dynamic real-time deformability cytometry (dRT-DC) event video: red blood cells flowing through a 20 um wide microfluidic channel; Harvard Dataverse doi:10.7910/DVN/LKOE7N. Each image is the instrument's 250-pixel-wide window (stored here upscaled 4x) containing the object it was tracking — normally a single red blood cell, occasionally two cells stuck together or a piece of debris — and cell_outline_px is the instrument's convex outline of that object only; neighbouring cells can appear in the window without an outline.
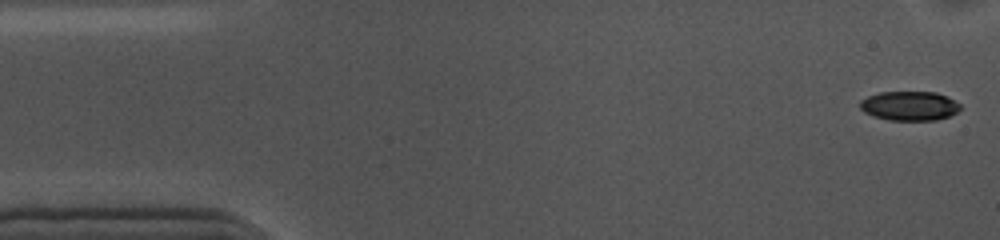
{"species": "common noctule bat (a hibernating species)", "species_latin": "Nyctalus noctula", "temperature_condition": "cold", "stored_images_in_passage": 49, "camera_frame_rate_fps": 3000, "um_per_image_px": 0.085, "animal": {"sex": "female", "body_mass_g": 10.0, "forearm_length_mm": 53.1}, "frame": {"image": 1, "passage_image": 1, "time_ms": 0.0, "image_size_px": [1000, 240], "cell_outline_px": [[960, 108], [956, 112], [948, 116], [936, 120], [888, 120], [872, 116], [864, 112], [860, 108], [860, 100], [868, 96], [880, 92], [936, 92], [960, 104]], "centroid_in_image_um": [77.25, 9.0], "position_along_channel_um": 7.7, "area_um2": 16.99}}
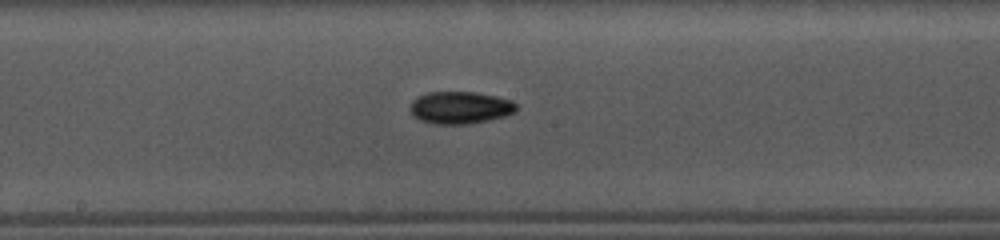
{"frame": {"image": 2, "passage_image": 27, "time_ms": 8.667, "image_size_px": [1000, 240], "cell_outline_px": [[516, 112], [504, 116], [464, 124], [436, 124], [420, 120], [412, 116], [412, 100], [416, 96], [428, 92], [476, 92], [496, 96], [512, 100], [516, 104]], "centroid_in_image_um": [39.1, 9.13], "position_along_channel_um": 209.1, "area_um2": 19.83}}
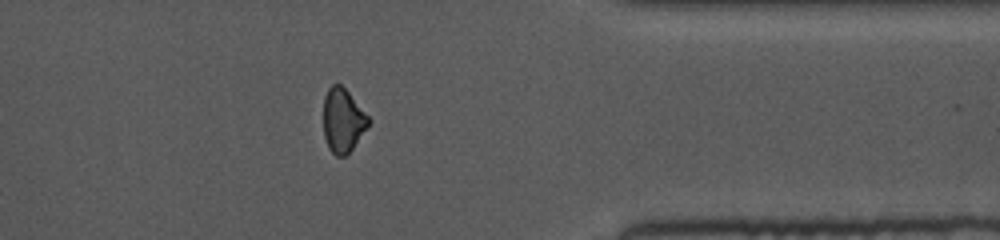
{"frame": {"image": 3, "passage_image": 43, "time_ms": 14.0, "image_size_px": [1000, 240], "cell_outline_px": [[372, 120], [352, 148], [344, 156], [336, 156], [328, 148], [324, 136], [324, 96], [328, 88], [332, 84], [340, 84], [348, 92]], "centroid_in_image_um": [29.13, 10.23], "position_along_channel_um": 382.3, "area_um2": 16.59}, "authors_computed_cell_mechanics": {"area_um2": 18.496, "velocity_mm_per_s": 3.5761, "shape_relaxation_time_tau1_ms": 4.3257, "shape_relaxation_time_tau2_ms": null, "deformation_change_tau1": 0.1058, "deformation_change_tau2": null}}